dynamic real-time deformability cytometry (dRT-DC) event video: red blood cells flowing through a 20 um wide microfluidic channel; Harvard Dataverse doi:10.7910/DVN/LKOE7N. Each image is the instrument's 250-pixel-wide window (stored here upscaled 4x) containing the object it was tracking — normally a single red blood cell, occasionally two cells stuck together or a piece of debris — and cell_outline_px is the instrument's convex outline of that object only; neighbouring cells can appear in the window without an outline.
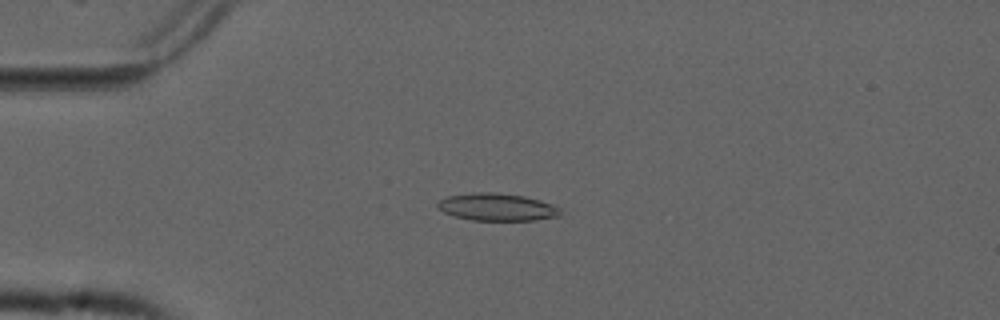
{"species": "common noctule bat (a hibernating species)", "species_latin": "Nyctalus noctula", "temperature_condition": "cold", "stored_images_in_passage": 54, "camera_frame_rate_fps": 3000, "um_per_image_px": 0.085, "animal": {"sex": "male", "forearm_length_mm": 52.5}, "frame": {"image": 1, "passage_image": 13, "time_ms": 4.0, "image_size_px": [1000, 320], "cell_outline_px": [[560, 216], [536, 220], [472, 220], [452, 216], [436, 208], [436, 204], [440, 200], [448, 196], [472, 192], [496, 192], [524, 196], [540, 200], [552, 204], [560, 208]], "centroid_in_image_um": [42.22, 17.6], "position_along_channel_um": 42.8, "area_um2": 19.77}}
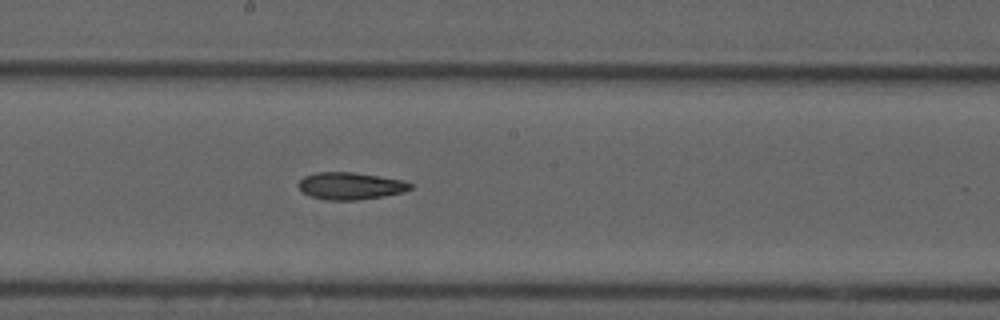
{"frame": {"image": 2, "passage_image": 29, "time_ms": 9.333, "image_size_px": [1000, 320], "cell_outline_px": [[412, 188], [404, 192], [384, 196], [356, 200], [324, 200], [308, 196], [300, 192], [300, 180], [304, 176], [316, 172], [352, 172], [380, 176], [404, 180], [412, 184]], "centroid_in_image_um": [29.78, 15.81], "position_along_channel_um": 218.4, "area_um2": 17.86}}
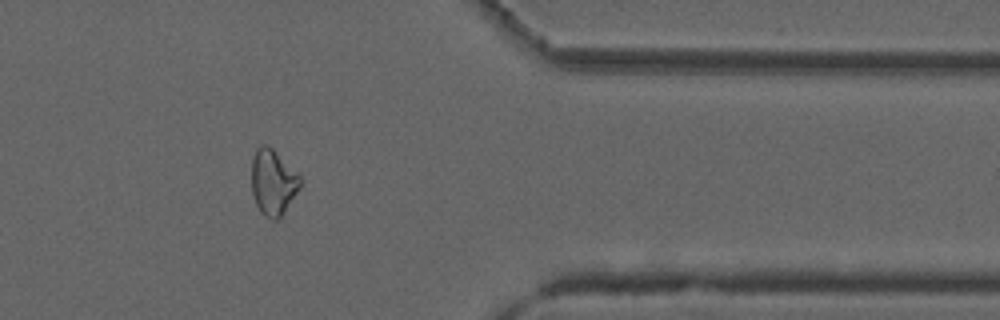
{"frame": {"image": 3, "passage_image": 44, "time_ms": 14.333, "image_size_px": [1000, 320], "cell_outline_px": [[300, 188], [280, 220], [272, 220], [260, 212], [256, 204], [252, 192], [252, 156], [256, 148], [260, 144], [268, 144], [300, 176]], "centroid_in_image_um": [23.19, 15.5], "position_along_channel_um": 388.2, "area_um2": 18.73}, "authors_computed_cell_mechanics": {"area_um2": 18.5827, "velocity_mm_per_s": 3.7468, "shape_relaxation_time_tau1_ms": null, "shape_relaxation_time_tau2_ms": 9.0635, "deformation_change_tau1": null, "deformation_change_tau2": 0.1905}}